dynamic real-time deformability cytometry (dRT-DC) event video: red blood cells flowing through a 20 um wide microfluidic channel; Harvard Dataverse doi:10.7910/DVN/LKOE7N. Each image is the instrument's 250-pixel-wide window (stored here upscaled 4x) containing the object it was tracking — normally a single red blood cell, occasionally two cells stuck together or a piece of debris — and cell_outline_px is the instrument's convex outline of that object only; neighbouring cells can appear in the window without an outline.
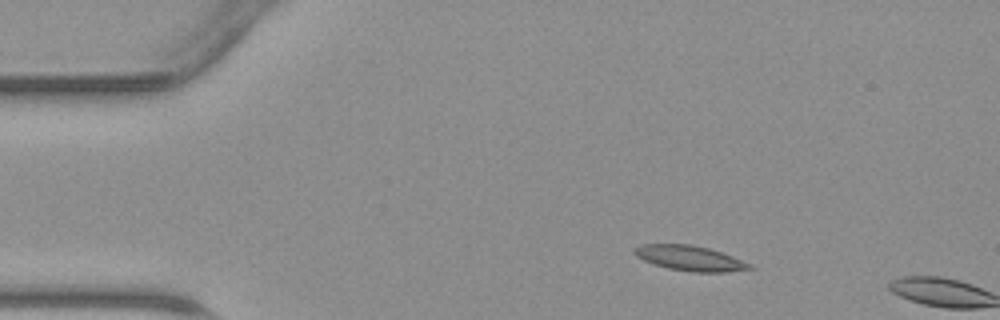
{"species": "common noctule bat (a hibernating species)", "species_latin": "Nyctalus noctula", "temperature_condition": "warm", "stored_images_in_passage": 3, "camera_frame_rate_fps": 3000, "um_per_image_px": 0.085, "animal": {"sex": "male", "body_mass_g": 23.1, "forearm_length_mm": 52.7}, "frame": {"image": 1, "passage_image": 1, "time_ms": 0.0, "image_size_px": [1000, 320], "cell_outline_px": [[756, 268], [724, 272], [692, 272], [668, 268], [644, 260], [636, 256], [632, 252], [632, 248], [640, 244], [692, 244], [708, 248], [732, 256], [752, 264]], "centroid_in_image_um": [58.63, 21.94], "position_along_channel_um": 26.4, "area_um2": 16.88}}